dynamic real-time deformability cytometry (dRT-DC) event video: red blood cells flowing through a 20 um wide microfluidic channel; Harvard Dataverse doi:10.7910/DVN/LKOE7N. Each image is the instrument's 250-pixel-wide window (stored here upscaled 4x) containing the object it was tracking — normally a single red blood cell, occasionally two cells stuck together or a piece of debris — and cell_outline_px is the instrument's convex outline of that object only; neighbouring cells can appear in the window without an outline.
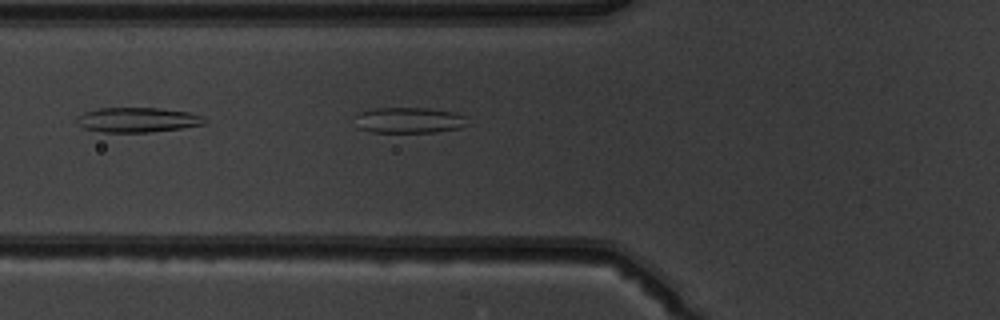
{"species": "common noctule bat (a hibernating species)", "species_latin": "Nyctalus noctula", "temperature_condition": "warm", "stored_images_in_passage": 7, "camera_frame_rate_fps": 3000, "um_per_image_px": 0.085, "animal": {"sex": "male", "body_mass_g": 19.5, "forearm_length_mm": 54.6}, "frame": {"image": 1, "passage_image": 7, "time_ms": 7.667, "image_size_px": [1000, 320], "cell_outline_px": [[468, 124], [460, 128], [432, 132], [372, 132], [360, 128], [356, 116], [360, 112], [376, 108], [424, 108], [452, 112], [464, 116]], "centroid_in_image_um": [34.79, 10.22], "position_along_channel_um": 91.0, "area_um2": 16.53}}